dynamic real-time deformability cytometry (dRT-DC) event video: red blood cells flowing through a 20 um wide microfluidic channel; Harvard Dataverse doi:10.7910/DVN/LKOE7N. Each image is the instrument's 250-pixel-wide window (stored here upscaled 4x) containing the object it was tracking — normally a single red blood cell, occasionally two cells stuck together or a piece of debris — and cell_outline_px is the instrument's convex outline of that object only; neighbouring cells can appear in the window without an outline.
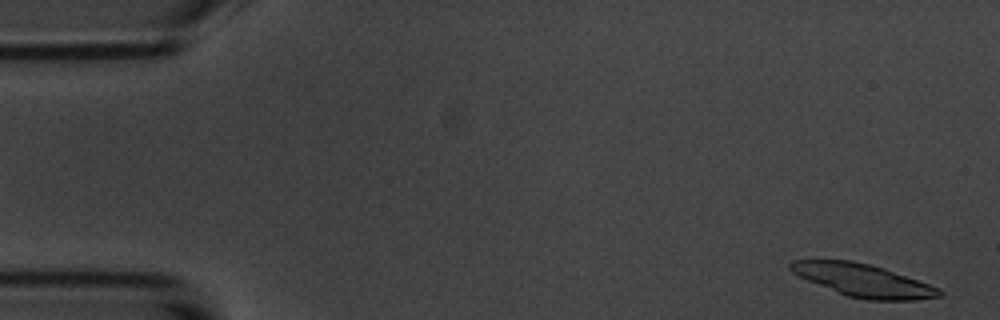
{"species": "common noctule bat (a hibernating species)", "species_latin": "Nyctalus noctula", "temperature_condition": "room temperature", "stored_images_in_passage": 7, "camera_frame_rate_fps": 3000, "um_per_image_px": 0.085, "animal": {"sex": "male", "body_mass_g": 20.1, "forearm_length_mm": 53.5}, "frame": {"image": 1, "passage_image": 1, "time_ms": 0.0, "image_size_px": [1000, 320], "cell_outline_px": [[944, 292], [940, 296], [916, 300], [868, 300], [848, 296], [808, 280], [792, 272], [788, 268], [788, 264], [792, 260], [852, 260], [884, 268], [940, 288]], "centroid_in_image_um": [73.38, 23.83], "position_along_channel_um": 11.6, "area_um2": 28.03}}